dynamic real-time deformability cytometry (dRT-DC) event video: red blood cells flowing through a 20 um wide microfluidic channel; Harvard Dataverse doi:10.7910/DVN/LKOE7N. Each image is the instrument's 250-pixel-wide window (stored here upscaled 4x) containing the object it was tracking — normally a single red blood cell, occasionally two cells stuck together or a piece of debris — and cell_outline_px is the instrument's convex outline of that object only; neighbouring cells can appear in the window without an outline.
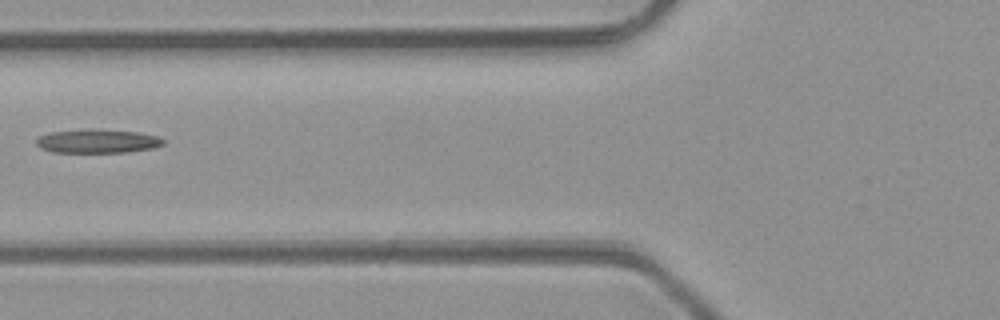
{"species": "common noctule bat (a hibernating species)", "species_latin": "Nyctalus noctula", "temperature_condition": "room temperature", "stored_images_in_passage": 5, "camera_frame_rate_fps": 3000, "um_per_image_px": 0.085, "animal": {"sex": "male", "body_mass_g": 23.1, "forearm_length_mm": 52.7}, "frame": {"image": 1, "passage_image": 5, "time_ms": 5.667, "image_size_px": [1000, 320], "cell_outline_px": [[164, 144], [152, 148], [124, 152], [56, 152], [40, 148], [36, 144], [36, 140], [40, 136], [52, 132], [92, 128], [136, 132], [156, 136], [164, 140]], "centroid_in_image_um": [8.27, 11.99], "position_along_channel_um": 117.5, "area_um2": 17.4}}